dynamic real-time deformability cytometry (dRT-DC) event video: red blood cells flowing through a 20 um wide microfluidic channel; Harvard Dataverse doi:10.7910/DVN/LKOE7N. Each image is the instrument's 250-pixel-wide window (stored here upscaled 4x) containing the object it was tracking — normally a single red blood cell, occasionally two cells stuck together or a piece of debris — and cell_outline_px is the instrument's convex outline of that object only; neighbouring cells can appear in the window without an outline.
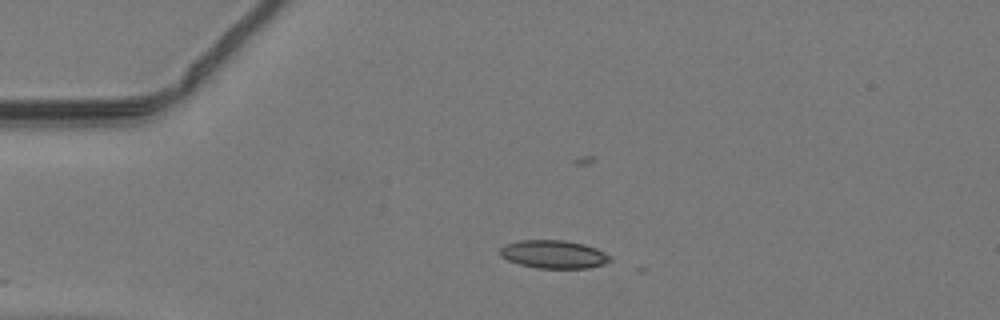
{"species": "common noctule bat (a hibernating species)", "species_latin": "Nyctalus noctula", "temperature_condition": "warm", "stored_images_in_passage": 4, "camera_frame_rate_fps": 3000, "um_per_image_px": 0.085, "animal": {"sex": "male", "body_mass_g": 19.2, "forearm_length_mm": 51.8}, "frame": {"image": 1, "passage_image": 1, "time_ms": 0.0, "image_size_px": [1000, 320], "cell_outline_px": [[612, 260], [604, 264], [588, 268], [536, 268], [520, 264], [508, 260], [500, 256], [500, 248], [504, 244], [520, 240], [564, 240], [584, 244], [596, 248], [612, 256]], "centroid_in_image_um": [47.07, 21.61], "position_along_channel_um": 37.9, "area_um2": 18.15}}